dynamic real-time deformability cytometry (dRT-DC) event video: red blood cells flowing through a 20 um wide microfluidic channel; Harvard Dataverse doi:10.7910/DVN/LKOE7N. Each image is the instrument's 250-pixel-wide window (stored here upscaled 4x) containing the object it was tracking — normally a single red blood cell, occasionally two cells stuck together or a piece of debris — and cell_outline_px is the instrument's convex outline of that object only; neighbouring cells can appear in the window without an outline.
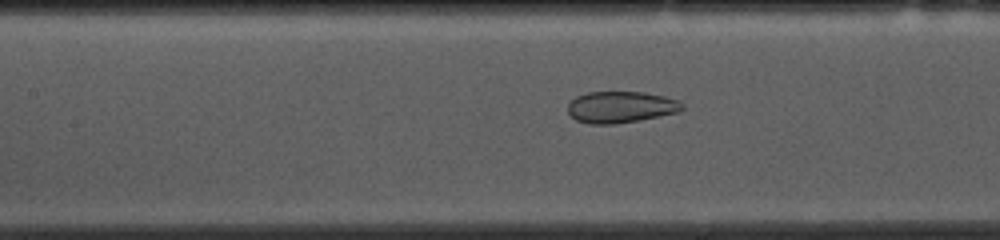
{"species": "common noctule bat (a hibernating species)", "species_latin": "Nyctalus noctula", "temperature_condition": "cold", "stored_images_in_passage": 22, "camera_frame_rate_fps": 3000, "um_per_image_px": 0.085, "animal": {"sex": "female", "body_mass_g": 10.0, "forearm_length_mm": 53.1}, "frame": {"image": 1, "passage_image": 22, "time_ms": 7.0, "image_size_px": [1000, 240], "cell_outline_px": [[684, 108], [680, 112], [616, 124], [588, 124], [576, 120], [568, 112], [568, 104], [576, 96], [588, 92], [644, 92], [664, 96], [680, 100], [684, 104]], "centroid_in_image_um": [52.79, 9.1], "position_along_channel_um": 154.6, "area_um2": 21.1}}